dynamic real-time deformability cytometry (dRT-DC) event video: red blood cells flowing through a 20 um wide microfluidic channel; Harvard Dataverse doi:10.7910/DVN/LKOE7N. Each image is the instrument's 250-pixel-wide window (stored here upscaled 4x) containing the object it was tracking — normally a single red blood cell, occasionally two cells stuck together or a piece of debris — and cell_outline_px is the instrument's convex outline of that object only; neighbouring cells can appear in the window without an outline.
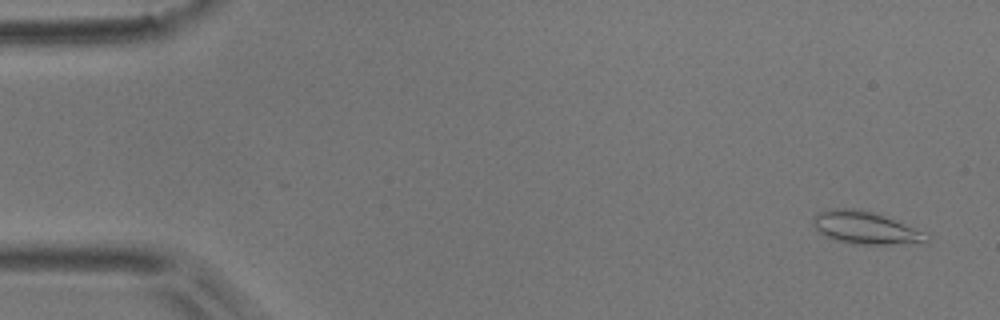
{"species": "common noctule bat (a hibernating species)", "species_latin": "Nyctalus noctula", "temperature_condition": "room temperature", "stored_images_in_passage": 3, "camera_frame_rate_fps": 3000, "um_per_image_px": 0.085, "animal": {"sex": "male", "body_mass_g": 17.9}, "frame": {"image": 1, "passage_image": 1, "time_ms": 0.0, "image_size_px": [1000, 320], "cell_outline_px": [[928, 244], [856, 244], [836, 240], [824, 236], [812, 224], [812, 220], [816, 212], [832, 208], [852, 208], [872, 212], [884, 216], [928, 232]], "centroid_in_image_um": [73.61, 19.37], "position_along_channel_um": 11.4, "area_um2": 21.79}}